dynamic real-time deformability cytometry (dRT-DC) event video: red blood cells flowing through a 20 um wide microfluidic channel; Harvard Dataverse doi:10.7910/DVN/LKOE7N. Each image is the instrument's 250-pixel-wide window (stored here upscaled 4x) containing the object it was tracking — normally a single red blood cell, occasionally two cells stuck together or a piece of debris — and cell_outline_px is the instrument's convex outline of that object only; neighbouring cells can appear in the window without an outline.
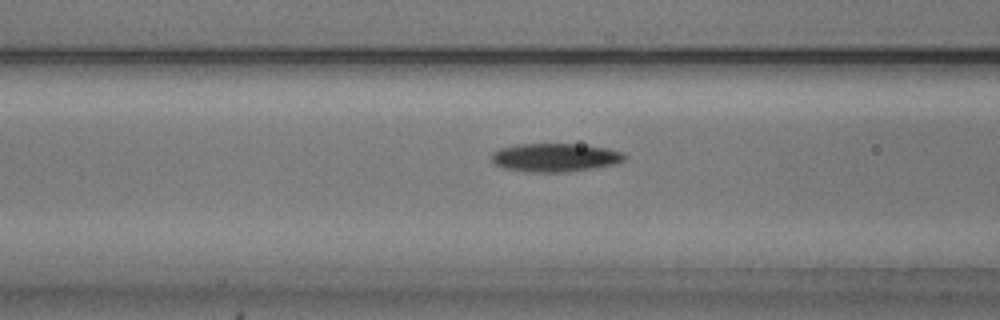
{"species": "common noctule bat (a hibernating species)", "species_latin": "Nyctalus noctula", "temperature_condition": "cold", "stored_images_in_passage": 51, "camera_frame_rate_fps": 3000, "um_per_image_px": 0.085, "animal": {"sex": "male", "body_mass_g": 20.5, "forearm_length_mm": 52.5}, "frame": {"image": 1, "passage_image": 19, "time_ms": 6.0, "image_size_px": [1000, 320], "cell_outline_px": [[628, 156], [624, 160], [616, 164], [568, 172], [528, 172], [504, 168], [496, 164], [488, 156], [492, 152], [500, 148], [516, 144], [576, 144], [604, 148], [624, 152]], "centroid_in_image_um": [47.16, 13.39], "position_along_channel_um": 119.4, "area_um2": 22.14}}
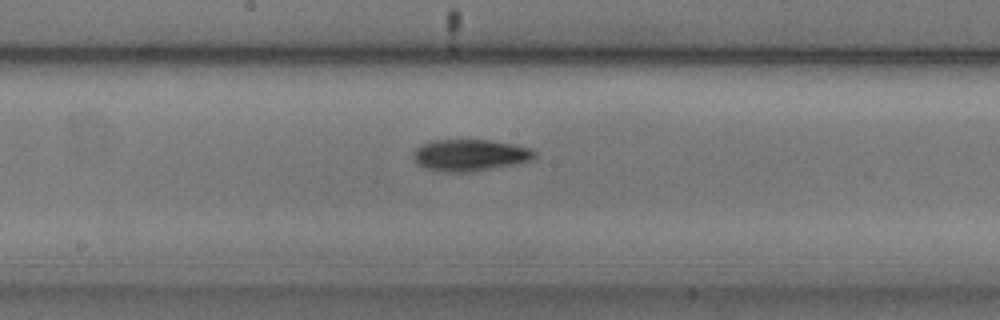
{"frame": {"image": 2, "passage_image": 26, "time_ms": 8.333, "image_size_px": [1000, 320], "cell_outline_px": [[536, 156], [532, 160], [516, 164], [468, 172], [436, 172], [424, 168], [416, 164], [412, 156], [416, 148], [420, 144], [432, 140], [488, 140], [512, 144], [528, 148], [536, 152]], "centroid_in_image_um": [39.88, 13.2], "position_along_channel_um": 208.3, "area_um2": 22.54}}
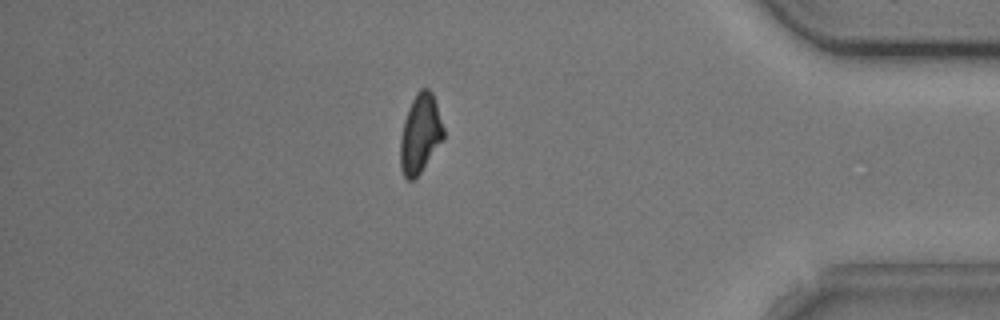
{"frame": {"image": 3, "passage_image": 44, "time_ms": 14.333, "image_size_px": [1000, 320], "cell_outline_px": [[444, 140], [420, 172], [412, 180], [408, 180], [404, 176], [400, 168], [400, 140], [404, 120], [408, 108], [416, 92], [420, 88], [428, 88], [432, 92], [444, 128]], "centroid_in_image_um": [35.72, 11.36], "position_along_channel_um": 399.5, "area_um2": 19.88}, "authors_computed_cell_mechanics": {"area_um2": 20.8658, "velocity_mm_per_s": 3.785, "shape_relaxation_time_tau1_ms": 2.6274, "shape_relaxation_time_tau2_ms": null, "deformation_change_tau1": 0.1078, "deformation_change_tau2": null}}